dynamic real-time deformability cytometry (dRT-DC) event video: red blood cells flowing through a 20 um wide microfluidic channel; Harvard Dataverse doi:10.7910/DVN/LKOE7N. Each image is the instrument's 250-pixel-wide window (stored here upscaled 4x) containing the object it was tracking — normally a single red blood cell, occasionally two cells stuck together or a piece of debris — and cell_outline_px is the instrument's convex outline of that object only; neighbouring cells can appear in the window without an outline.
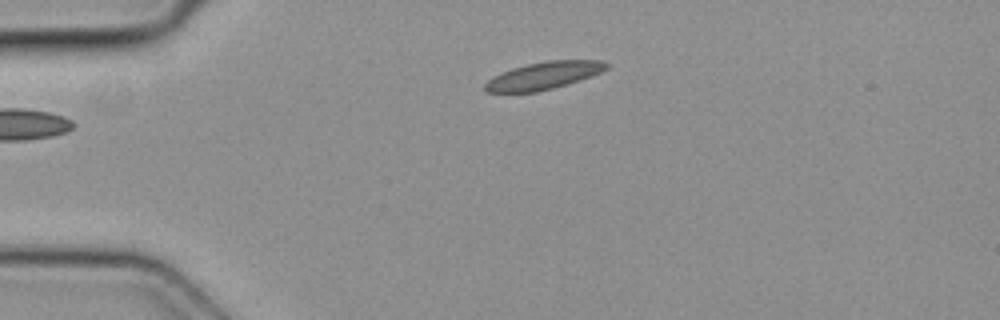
{"species": "common noctule bat (a hibernating species)", "species_latin": "Nyctalus noctula", "temperature_condition": "cold", "stored_images_in_passage": 2, "camera_frame_rate_fps": 3000, "um_per_image_px": 0.085, "animal": {"sex": "female", "body_mass_g": 19.3, "forearm_length_mm": 54.1}, "frame": {"image": 1, "passage_image": 2, "time_ms": 0.333, "image_size_px": [1000, 320], "cell_outline_px": [[612, 64], [608, 68], [592, 76], [580, 80], [552, 88], [536, 92], [484, 92], [484, 84], [492, 76], [512, 68], [528, 64], [548, 60], [604, 60]], "centroid_in_image_um": [46.24, 6.41], "position_along_channel_um": 38.8, "area_um2": 19.48}}